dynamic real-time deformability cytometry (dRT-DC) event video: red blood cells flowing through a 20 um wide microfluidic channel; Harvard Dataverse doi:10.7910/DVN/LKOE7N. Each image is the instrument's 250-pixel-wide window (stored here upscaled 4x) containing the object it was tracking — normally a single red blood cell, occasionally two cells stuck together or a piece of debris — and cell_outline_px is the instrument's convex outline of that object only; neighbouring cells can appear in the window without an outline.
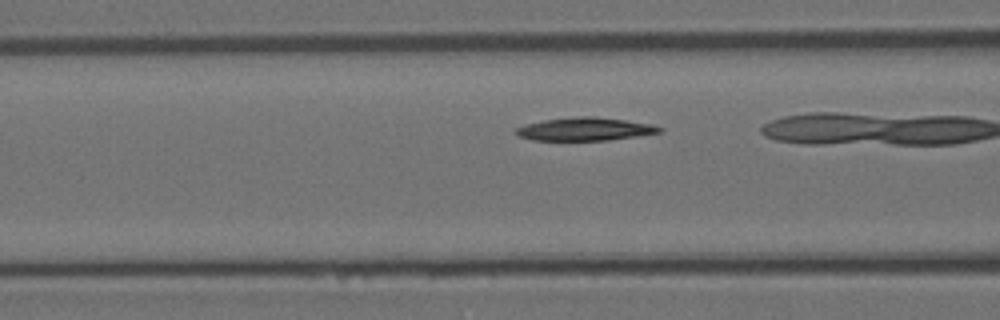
{"species": "Egyptian fruit bat (a non-hibernating species)", "species_latin": "Rousettus aegyptiacus", "temperature_condition": "room temperature", "stored_images_in_passage": 32, "camera_frame_rate_fps": 3000, "um_per_image_px": 0.085, "animal": {"sex": "female"}, "frame": {"image": 1, "passage_image": 11, "time_ms": 3.333, "image_size_px": [1000, 320], "cell_outline_px": [[664, 128], [660, 132], [640, 136], [608, 140], [532, 140], [520, 136], [512, 132], [516, 128], [528, 124], [544, 120], [580, 116], [592, 116], [624, 120], [652, 124]], "centroid_in_image_um": [49.74, 10.98], "position_along_channel_um": 116.9, "area_um2": 19.19}}
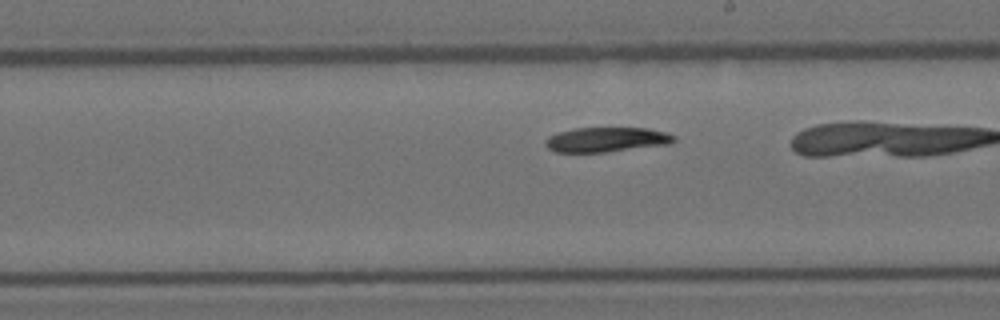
{"frame": {"image": 2, "passage_image": 21, "time_ms": 6.667, "image_size_px": [1000, 320], "cell_outline_px": [[676, 140], [672, 144], [604, 152], [556, 152], [548, 148], [544, 144], [544, 140], [548, 136], [560, 132], [576, 128], [648, 128], [664, 132], [676, 136]], "centroid_in_image_um": [51.56, 11.87], "position_along_channel_um": 237.4, "area_um2": 18.55}}
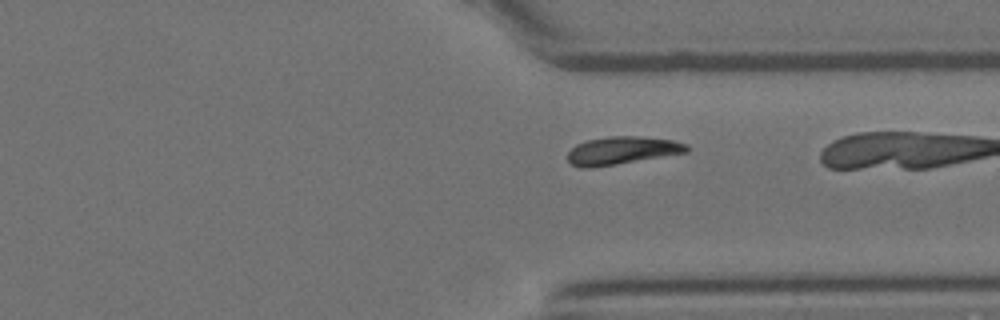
{"frame": {"image": 3, "passage_image": 31, "time_ms": 10.0, "image_size_px": [1000, 320], "cell_outline_px": [[688, 152], [592, 168], [580, 168], [572, 164], [568, 160], [568, 152], [576, 144], [588, 140], [608, 136], [640, 136], [672, 140], [688, 144]], "centroid_in_image_um": [52.86, 12.79], "position_along_channel_um": 358.5, "area_um2": 19.25}}